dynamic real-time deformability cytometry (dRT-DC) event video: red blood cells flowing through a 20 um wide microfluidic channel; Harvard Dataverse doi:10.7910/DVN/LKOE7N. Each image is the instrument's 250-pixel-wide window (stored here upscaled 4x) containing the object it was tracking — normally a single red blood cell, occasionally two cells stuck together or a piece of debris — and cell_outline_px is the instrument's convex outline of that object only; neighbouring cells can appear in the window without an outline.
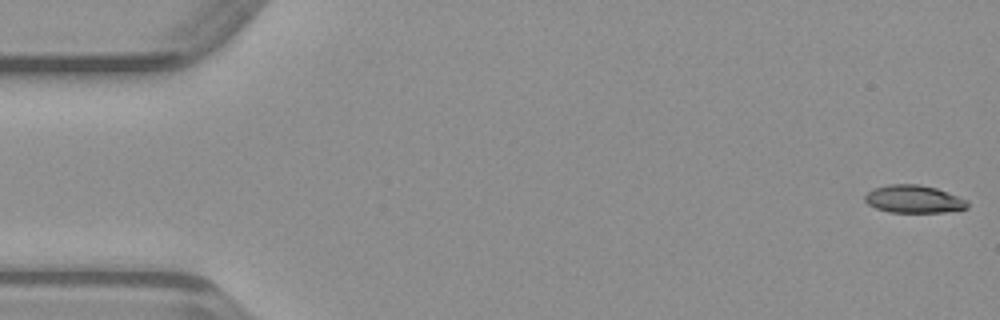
{"species": "common noctule bat (a hibernating species)", "species_latin": "Nyctalus noctula", "temperature_condition": "warm", "stored_images_in_passage": 49, "camera_frame_rate_fps": 3000, "um_per_image_px": 0.085, "animal": {"sex": "male", "body_mass_g": 23.1, "forearm_length_mm": 52.7}, "frame": {"image": 1, "passage_image": 1, "time_ms": 0.0, "image_size_px": [1000, 320], "cell_outline_px": [[968, 208], [944, 212], [888, 212], [876, 208], [868, 204], [864, 200], [864, 196], [872, 188], [888, 184], [920, 184], [936, 188], [968, 200]], "centroid_in_image_um": [77.65, 16.92], "position_along_channel_um": 7.4, "area_um2": 16.65}}
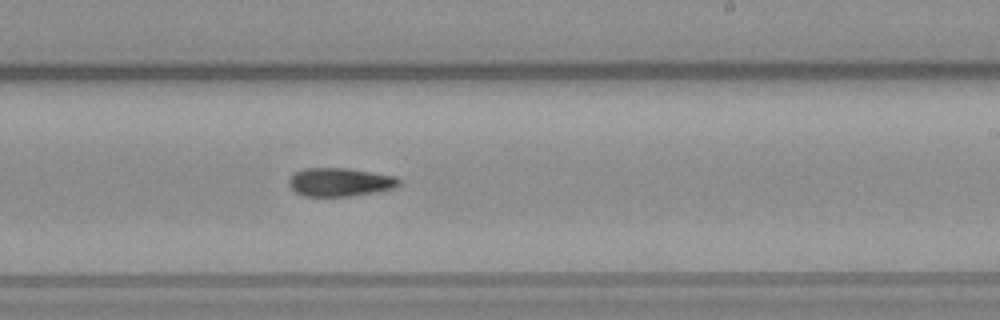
{"frame": {"image": 2, "passage_image": 29, "time_ms": 9.333, "image_size_px": [1000, 320], "cell_outline_px": [[400, 184], [392, 188], [376, 192], [348, 196], [304, 196], [296, 192], [288, 184], [288, 180], [292, 172], [304, 168], [348, 168], [396, 176], [400, 180]], "centroid_in_image_um": [28.86, 15.47], "position_along_channel_um": 260.1, "area_um2": 18.32}}
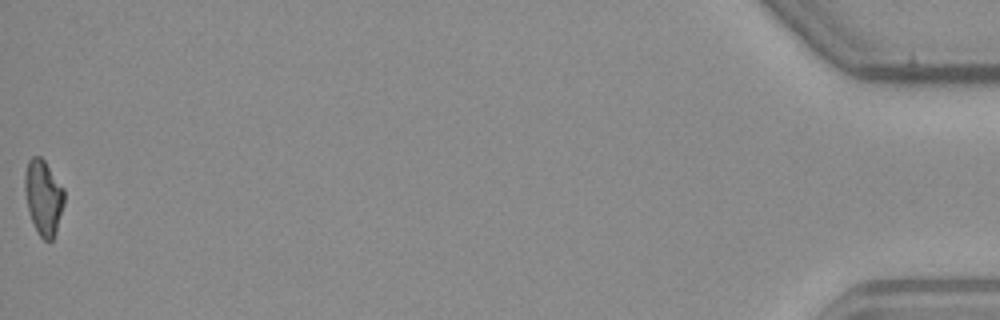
{"frame": {"image": 3, "passage_image": 49, "time_ms": 16.0, "image_size_px": [1000, 320], "cell_outline_px": [[64, 204], [56, 232], [52, 240], [44, 240], [40, 236], [32, 220], [28, 208], [24, 192], [24, 172], [28, 160], [32, 156], [40, 156], [44, 160], [64, 188]], "centroid_in_image_um": [3.68, 16.74], "position_along_channel_um": 431.5, "area_um2": 17.22}}